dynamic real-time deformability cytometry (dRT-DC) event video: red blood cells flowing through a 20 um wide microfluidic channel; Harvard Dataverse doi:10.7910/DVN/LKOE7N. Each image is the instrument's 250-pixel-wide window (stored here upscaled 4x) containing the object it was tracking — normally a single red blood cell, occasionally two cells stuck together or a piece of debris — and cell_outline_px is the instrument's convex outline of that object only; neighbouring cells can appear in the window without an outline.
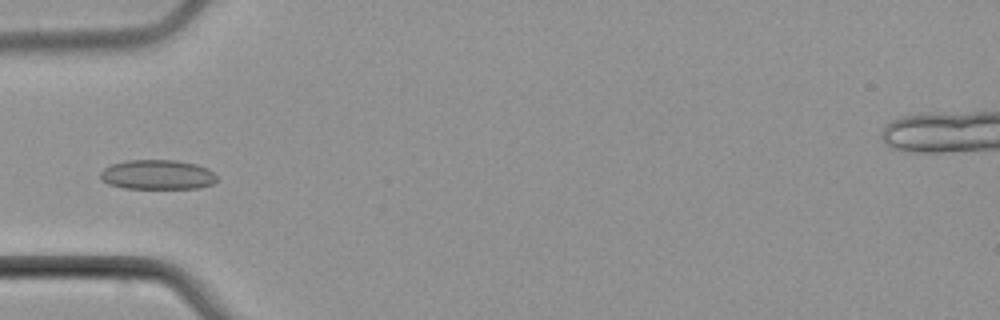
{"species": "common noctule bat (a hibernating species)", "species_latin": "Nyctalus noctula", "temperature_condition": "cold", "stored_images_in_passage": 3, "camera_frame_rate_fps": 3000, "um_per_image_px": 0.085, "animal": {"sex": "male", "body_mass_g": 21.5, "forearm_length_mm": 52.0}, "frame": {"image": 1, "passage_image": 3, "time_ms": 4.667, "image_size_px": [1000, 320], "cell_outline_px": [[216, 180], [212, 184], [200, 188], [124, 188], [108, 184], [100, 180], [100, 172], [104, 168], [112, 164], [128, 160], [176, 160], [196, 164], [208, 168], [216, 176]], "centroid_in_image_um": [13.36, 14.85], "position_along_channel_um": 71.6, "area_um2": 20.17}}